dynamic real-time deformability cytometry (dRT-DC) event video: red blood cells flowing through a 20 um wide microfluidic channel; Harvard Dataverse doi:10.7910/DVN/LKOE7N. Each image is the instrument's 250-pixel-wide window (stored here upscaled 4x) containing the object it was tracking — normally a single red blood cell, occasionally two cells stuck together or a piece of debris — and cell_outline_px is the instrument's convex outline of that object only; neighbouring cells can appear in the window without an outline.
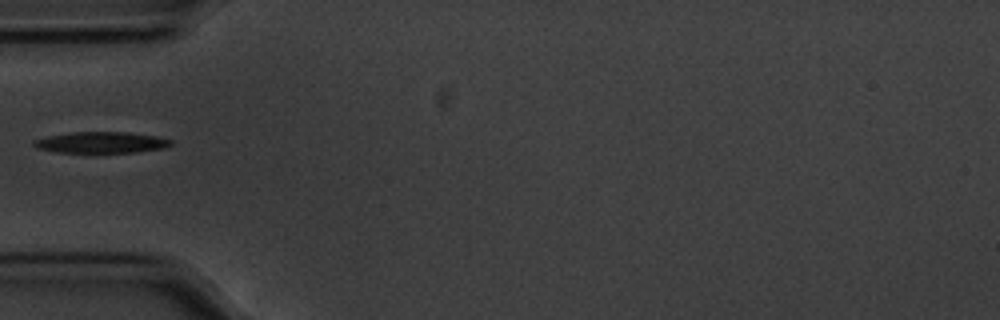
{"species": "common noctule bat (a hibernating species)", "species_latin": "Nyctalus noctula", "temperature_condition": "cold", "stored_images_in_passage": 39, "camera_frame_rate_fps": 3000, "um_per_image_px": 0.085, "animal": {"sex": "male", "body_mass_g": 20.1, "forearm_length_mm": 53.5}, "frame": {"image": 1, "passage_image": 1, "time_ms": 0.0, "image_size_px": [1000, 320], "cell_outline_px": [[172, 144], [164, 148], [136, 152], [56, 152], [36, 148], [32, 144], [32, 140], [48, 136], [72, 132], [128, 132], [156, 136], [172, 140]], "centroid_in_image_um": [8.58, 12.1], "position_along_channel_um": 76.4, "area_um2": 16.88}}